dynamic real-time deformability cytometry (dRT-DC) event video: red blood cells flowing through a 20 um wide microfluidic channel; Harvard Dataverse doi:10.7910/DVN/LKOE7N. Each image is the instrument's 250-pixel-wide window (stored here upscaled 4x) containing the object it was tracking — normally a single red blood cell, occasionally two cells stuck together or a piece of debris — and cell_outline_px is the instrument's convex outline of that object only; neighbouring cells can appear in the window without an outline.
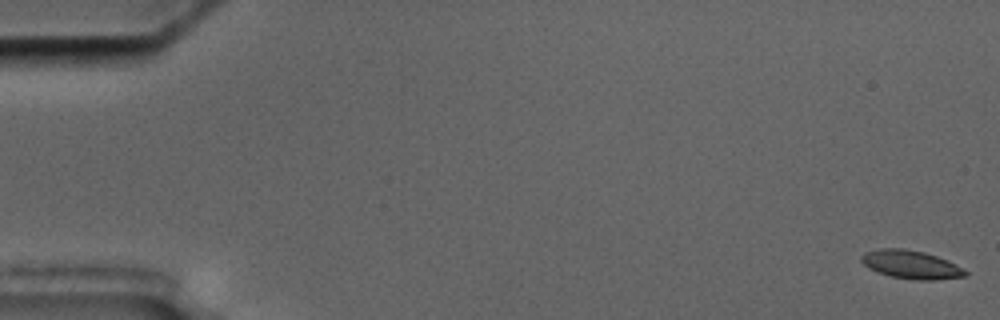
{"species": "common noctule bat (a hibernating species)", "species_latin": "Nyctalus noctula", "temperature_condition": "cold", "stored_images_in_passage": 5, "camera_frame_rate_fps": 3000, "um_per_image_px": 0.085, "animal": {"sex": "male", "body_mass_g": 17.5, "forearm_length_mm": 52.3}, "frame": {"image": 1, "passage_image": 1, "time_ms": 0.0, "image_size_px": [1000, 320], "cell_outline_px": [[968, 276], [932, 280], [916, 280], [892, 276], [868, 268], [860, 260], [860, 256], [864, 252], [880, 248], [904, 248], [924, 252], [948, 260], [964, 268], [968, 272]], "centroid_in_image_um": [77.46, 22.48], "position_along_channel_um": 7.5, "area_um2": 17.22}}
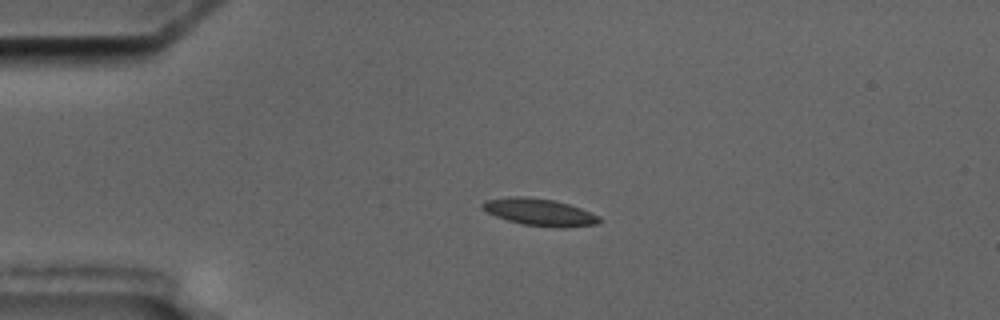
{"frame": {"image": 2, "passage_image": 4, "time_ms": 4.333, "image_size_px": [1000, 320], "cell_outline_px": [[604, 220], [600, 224], [560, 228], [520, 224], [496, 216], [488, 212], [484, 208], [484, 200], [508, 196], [528, 196], [552, 200], [568, 204], [580, 208], [600, 216]], "centroid_in_image_um": [45.92, 18.04], "position_along_channel_um": 39.1, "area_um2": 18.5}}